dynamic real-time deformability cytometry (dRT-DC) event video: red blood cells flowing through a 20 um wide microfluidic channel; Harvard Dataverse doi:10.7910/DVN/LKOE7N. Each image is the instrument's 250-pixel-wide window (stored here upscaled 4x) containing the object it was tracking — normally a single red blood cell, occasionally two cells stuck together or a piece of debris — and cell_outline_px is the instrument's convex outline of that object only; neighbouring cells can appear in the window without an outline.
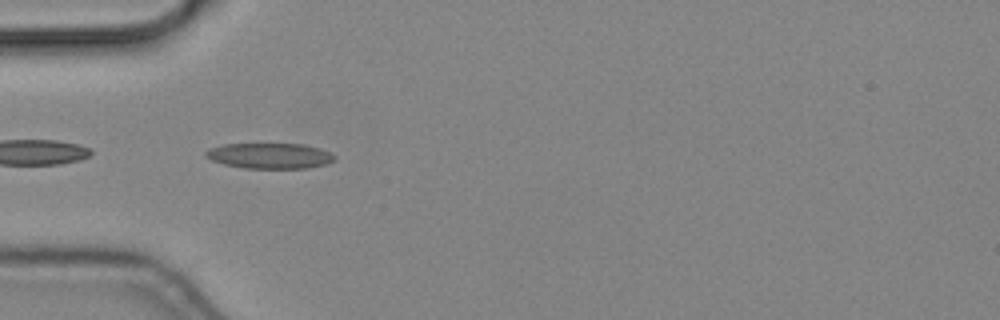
{"species": "common noctule bat (a hibernating species)", "species_latin": "Nyctalus noctula", "temperature_condition": "cold", "stored_images_in_passage": 6, "camera_frame_rate_fps": 3000, "um_per_image_px": 0.085, "animal": {"sex": "male", "body_mass_g": 19.2, "forearm_length_mm": 51.8}, "frame": {"image": 1, "passage_image": 1, "time_ms": 0.0, "image_size_px": [1000, 320], "cell_outline_px": [[336, 160], [324, 164], [308, 168], [244, 168], [224, 164], [212, 160], [204, 156], [204, 152], [208, 148], [224, 144], [304, 144], [320, 148], [336, 156]], "centroid_in_image_um": [22.91, 13.24], "position_along_channel_um": 62.1, "area_um2": 19.19}}